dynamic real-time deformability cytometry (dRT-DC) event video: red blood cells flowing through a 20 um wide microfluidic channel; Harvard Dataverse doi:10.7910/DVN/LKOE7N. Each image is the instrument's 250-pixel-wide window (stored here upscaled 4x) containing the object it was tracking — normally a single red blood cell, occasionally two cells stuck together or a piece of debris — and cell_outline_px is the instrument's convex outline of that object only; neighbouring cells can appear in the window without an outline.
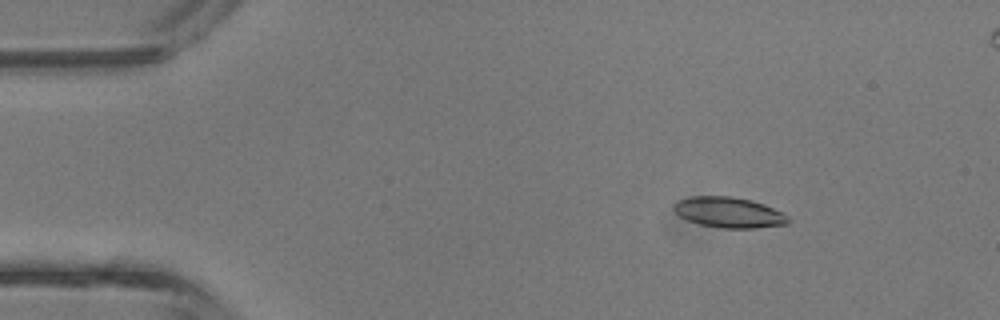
{"species": "common noctule bat (a hibernating species)", "species_latin": "Nyctalus noctula", "temperature_condition": "room temperature", "stored_images_in_passage": 3, "camera_frame_rate_fps": 3000, "um_per_image_px": 0.085, "animal": {"sex": "male", "body_mass_g": 13.3}, "frame": {"image": 1, "passage_image": 3, "time_ms": 0.667, "image_size_px": [1000, 320], "cell_outline_px": [[788, 224], [756, 228], [724, 228], [700, 224], [688, 220], [680, 216], [672, 208], [672, 204], [676, 200], [692, 196], [732, 196], [752, 200], [764, 204], [784, 212], [788, 216]], "centroid_in_image_um": [61.95, 18.04], "position_along_channel_um": 23.0, "area_um2": 20.52}}